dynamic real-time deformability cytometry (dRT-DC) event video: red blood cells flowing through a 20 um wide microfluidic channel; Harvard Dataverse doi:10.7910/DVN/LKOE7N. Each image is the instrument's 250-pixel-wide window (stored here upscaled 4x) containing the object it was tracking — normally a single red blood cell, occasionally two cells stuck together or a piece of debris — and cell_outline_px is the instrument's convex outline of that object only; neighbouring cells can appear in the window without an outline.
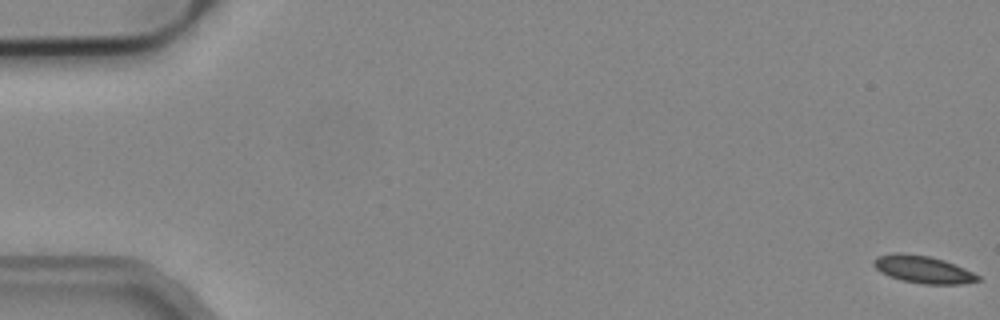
{"species": "common noctule bat (a hibernating species)", "species_latin": "Nyctalus noctula", "temperature_condition": "cold", "stored_images_in_passage": 5, "camera_frame_rate_fps": 3000, "um_per_image_px": 0.085, "animal": {"sex": "male", "body_mass_g": 19.2, "forearm_length_mm": 51.8}, "frame": {"image": 1, "passage_image": 1, "time_ms": 0.0, "image_size_px": [1000, 320], "cell_outline_px": [[980, 280], [960, 284], [924, 284], [900, 280], [888, 276], [880, 272], [872, 264], [872, 260], [876, 256], [896, 252], [900, 252], [928, 256], [944, 260], [964, 268], [980, 276]], "centroid_in_image_um": [78.4, 22.89], "position_along_channel_um": 6.6, "area_um2": 16.7}}
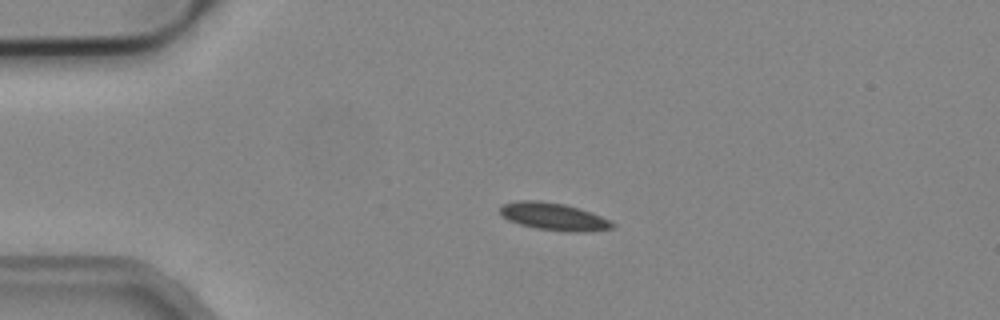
{"frame": {"image": 2, "passage_image": 4, "time_ms": 1.0, "image_size_px": [1000, 320], "cell_outline_px": [[616, 228], [592, 232], [572, 232], [536, 228], [520, 224], [508, 220], [500, 216], [500, 204], [516, 200], [540, 200], [564, 204], [580, 208], [600, 216], [616, 224]], "centroid_in_image_um": [47.06, 18.4], "position_along_channel_um": 37.9, "area_um2": 18.26}}